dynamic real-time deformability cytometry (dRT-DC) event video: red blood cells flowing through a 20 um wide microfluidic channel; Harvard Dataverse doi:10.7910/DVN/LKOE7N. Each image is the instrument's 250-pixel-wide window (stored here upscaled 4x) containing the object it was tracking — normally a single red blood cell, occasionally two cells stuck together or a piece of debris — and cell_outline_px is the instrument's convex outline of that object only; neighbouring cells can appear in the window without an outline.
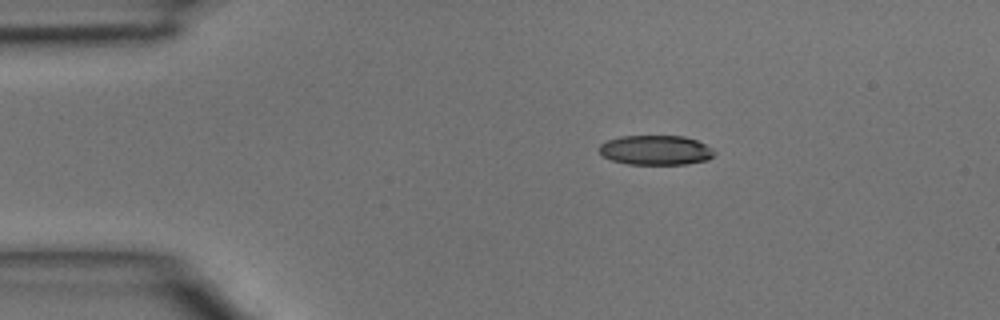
{"species": "common noctule bat (a hibernating species)", "species_latin": "Nyctalus noctula", "temperature_condition": "room temperature", "stored_images_in_passage": 2, "camera_frame_rate_fps": 3000, "um_per_image_px": 0.085, "animal": {"sex": "male", "body_mass_g": 15.6}, "frame": {"image": 1, "passage_image": 1, "time_ms": 0.0, "image_size_px": [1000, 320], "cell_outline_px": [[716, 152], [708, 160], [684, 164], [628, 164], [612, 160], [604, 156], [600, 152], [600, 144], [608, 140], [620, 136], [684, 136], [696, 140], [712, 148]], "centroid_in_image_um": [55.75, 12.76], "position_along_channel_um": 29.3, "area_um2": 19.77}}